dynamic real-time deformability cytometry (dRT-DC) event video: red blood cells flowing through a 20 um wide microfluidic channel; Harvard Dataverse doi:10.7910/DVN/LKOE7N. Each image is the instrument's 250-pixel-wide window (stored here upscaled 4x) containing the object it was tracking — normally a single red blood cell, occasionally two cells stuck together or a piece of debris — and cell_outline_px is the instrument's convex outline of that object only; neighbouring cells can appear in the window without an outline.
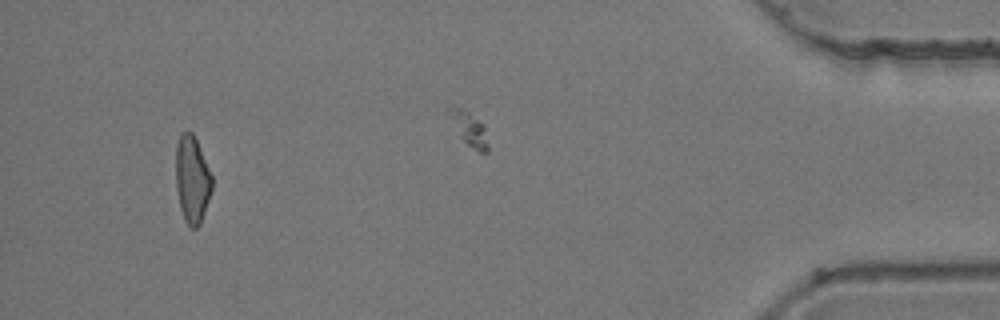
{"species": "common noctule bat (a hibernating species)", "species_latin": "Nyctalus noctula", "temperature_condition": "room temperature", "stored_images_in_passage": 32, "camera_frame_rate_fps": 3000, "um_per_image_px": 0.085, "animal": {"sex": "female", "body_mass_g": 24.6, "forearm_length_mm": 56.2}, "frame": {"image": 1, "passage_image": 28, "time_ms": 9.0, "image_size_px": [1000, 320], "cell_outline_px": [[212, 188], [200, 224], [196, 228], [188, 228], [184, 220], [180, 208], [176, 188], [176, 144], [180, 132], [192, 132], [196, 140], [212, 176]], "centroid_in_image_um": [16.31, 15.27], "position_along_channel_um": 418.9, "area_um2": 18.32}}